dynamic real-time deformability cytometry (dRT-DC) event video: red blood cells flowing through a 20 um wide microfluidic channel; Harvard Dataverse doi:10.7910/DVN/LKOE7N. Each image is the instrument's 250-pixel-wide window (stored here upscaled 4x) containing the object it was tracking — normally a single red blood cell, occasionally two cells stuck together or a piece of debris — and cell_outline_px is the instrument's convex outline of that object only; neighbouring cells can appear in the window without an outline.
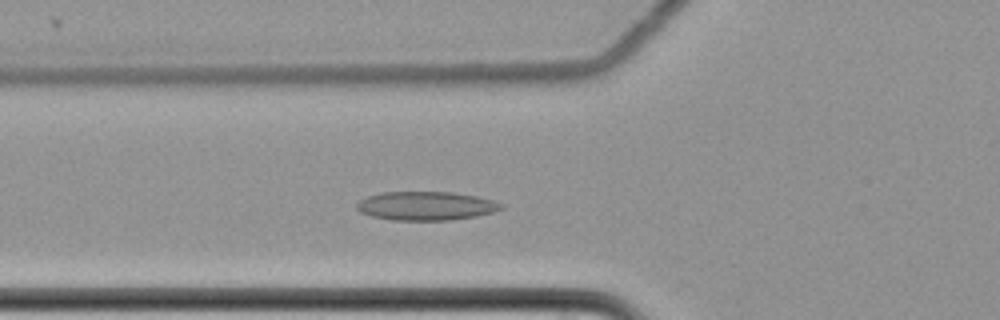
{"species": "common noctule bat (a hibernating species)", "species_latin": "Nyctalus noctula", "temperature_condition": "cold", "stored_images_in_passage": 56, "camera_frame_rate_fps": 3000, "um_per_image_px": 0.085, "animal": {"sex": "female", "body_mass_g": 22.7, "forearm_length_mm": 54.2}, "frame": {"image": 1, "passage_image": 19, "time_ms": 6.0, "image_size_px": [1000, 320], "cell_outline_px": [[504, 208], [492, 212], [476, 216], [452, 220], [392, 220], [372, 216], [360, 212], [356, 208], [356, 204], [360, 200], [368, 196], [380, 192], [452, 192], [476, 196], [492, 200], [504, 204]], "centroid_in_image_um": [36.21, 17.5], "position_along_channel_um": 89.6, "area_um2": 24.22}}
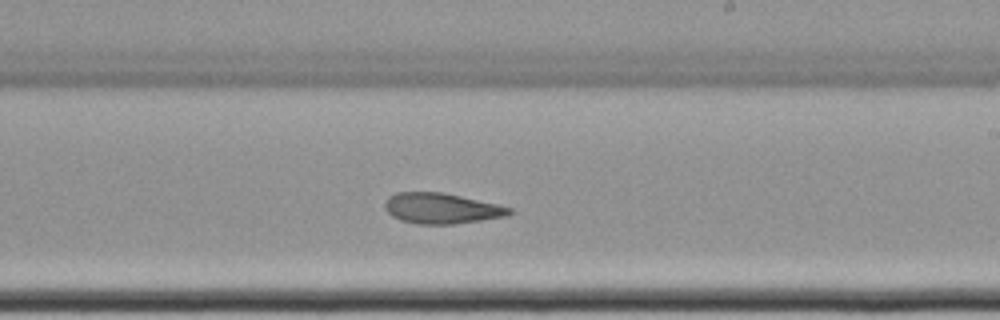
{"frame": {"image": 2, "passage_image": 33, "time_ms": 10.667, "image_size_px": [1000, 320], "cell_outline_px": [[512, 212], [508, 216], [452, 224], [416, 224], [400, 220], [392, 216], [384, 208], [384, 204], [388, 196], [396, 192], [444, 192], [496, 204], [512, 208]], "centroid_in_image_um": [37.49, 17.71], "position_along_channel_um": 251.5, "area_um2": 22.2}}
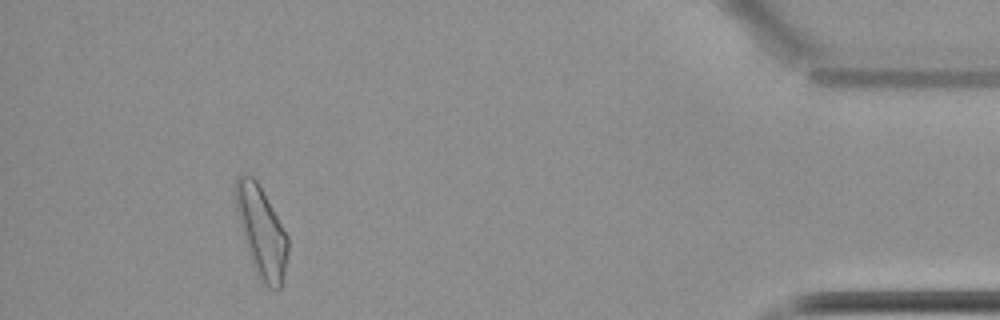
{"frame": {"image": 3, "passage_image": 52, "time_ms": 17.0, "image_size_px": [1000, 320], "cell_outline_px": [[288, 252], [284, 272], [280, 288], [268, 288], [264, 284], [256, 272], [252, 264], [244, 240], [236, 212], [236, 176], [240, 172], [252, 176], [256, 180], [288, 236]], "centroid_in_image_um": [22.21, 19.68], "position_along_channel_um": 413.0, "area_um2": 26.99}, "authors_computed_cell_mechanics": {"area_um2": 23.9581, "velocity_mm_per_s": 3.4701, "shape_relaxation_time_tau1_ms": null, "shape_relaxation_time_tau2_ms": 2.42, "deformation_change_tau1": null, "deformation_change_tau2": 0.092}}